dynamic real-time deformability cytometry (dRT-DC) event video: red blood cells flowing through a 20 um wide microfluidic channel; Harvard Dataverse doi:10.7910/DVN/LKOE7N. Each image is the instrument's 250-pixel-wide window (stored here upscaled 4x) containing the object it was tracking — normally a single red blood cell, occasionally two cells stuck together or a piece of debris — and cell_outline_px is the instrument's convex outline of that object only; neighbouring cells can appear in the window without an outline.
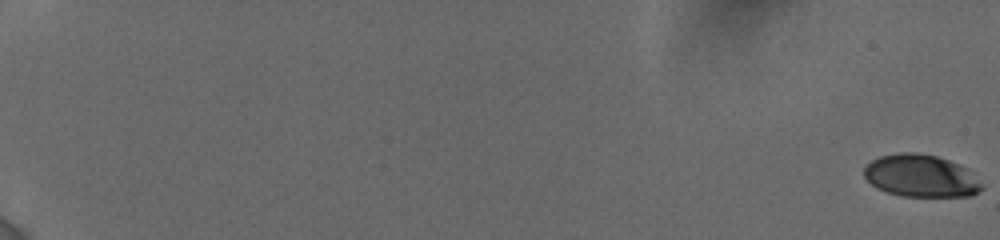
{"species": "human", "species_latin": "Homo sapiens", "temperature_condition": "cold", "stored_images_in_passage": 36, "camera_frame_rate_fps": 3000, "um_per_image_px": 0.085, "donor": {"sex": "female"}, "frame": {"image": 1, "passage_image": 1, "time_ms": 0.0, "image_size_px": [1000, 240], "cell_outline_px": [[984, 188], [980, 192], [972, 196], [900, 196], [876, 188], [864, 176], [864, 168], [872, 160], [880, 156], [900, 152], [916, 152], [936, 156], [948, 160], [968, 168], [984, 184]], "centroid_in_image_um": [78.33, 14.95], "position_along_channel_um": 6.7, "area_um2": 29.3}}
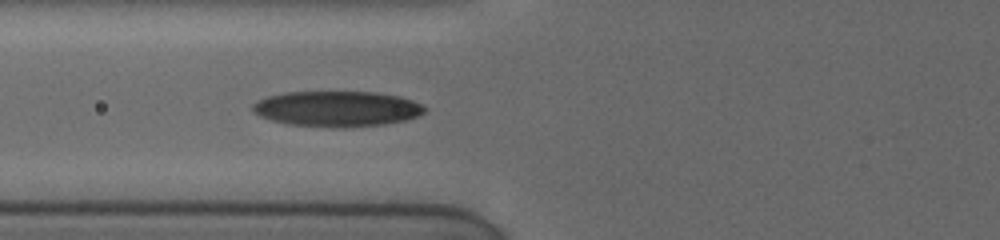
{"frame": {"image": 2, "passage_image": 21, "time_ms": 8.667, "image_size_px": [1000, 240], "cell_outline_px": [[428, 108], [424, 112], [416, 116], [404, 120], [384, 124], [288, 124], [272, 120], [260, 116], [252, 112], [252, 104], [268, 96], [284, 92], [376, 92], [400, 96], [412, 100]], "centroid_in_image_um": [28.63, 9.19], "position_along_channel_um": 97.2, "area_um2": 34.16}}
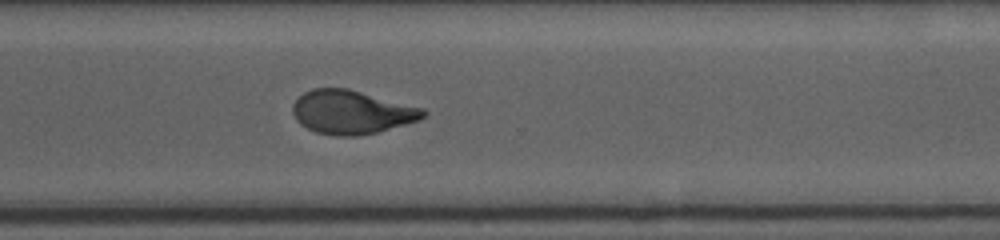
{"frame": {"image": 3, "passage_image": 36, "time_ms": 15.0, "image_size_px": [1000, 240], "cell_outline_px": [[428, 112], [424, 116], [416, 120], [404, 124], [376, 132], [356, 136], [340, 136], [316, 132], [300, 124], [296, 120], [292, 112], [292, 104], [304, 92], [312, 88], [348, 88], [424, 108]], "centroid_in_image_um": [29.86, 9.52], "position_along_channel_um": 340.7, "area_um2": 33.0}}